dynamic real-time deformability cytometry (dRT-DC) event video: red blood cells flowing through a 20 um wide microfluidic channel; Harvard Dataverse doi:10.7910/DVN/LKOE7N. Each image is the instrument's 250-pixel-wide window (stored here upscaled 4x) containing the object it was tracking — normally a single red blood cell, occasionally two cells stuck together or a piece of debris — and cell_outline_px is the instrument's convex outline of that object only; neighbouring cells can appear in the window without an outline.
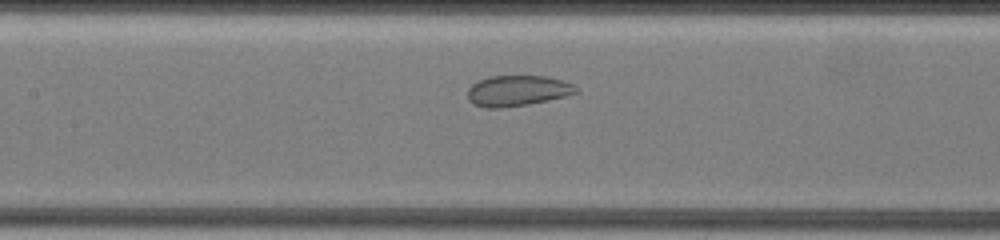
{"species": "common noctule bat (a hibernating species)", "species_latin": "Nyctalus noctula", "temperature_condition": "warm", "stored_images_in_passage": 7, "camera_frame_rate_fps": 3000, "um_per_image_px": 0.085, "animal": {"sex": "female", "body_mass_g": 19.5, "forearm_length_mm": 54.1}, "frame": {"image": 1, "passage_image": 7, "time_ms": 5.333, "image_size_px": [1000, 240], "cell_outline_px": [[576, 92], [564, 96], [548, 100], [528, 104], [500, 108], [484, 108], [472, 104], [468, 100], [468, 88], [476, 80], [488, 76], [548, 76], [572, 84], [576, 88]], "centroid_in_image_um": [43.89, 7.71], "position_along_channel_um": 163.5, "area_um2": 19.36}}